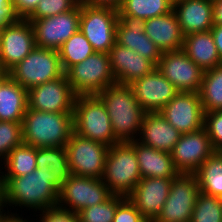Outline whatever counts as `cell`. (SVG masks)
<instances>
[{
  "instance_id": "8d00e7d4",
  "label": "cell",
  "mask_w": 222,
  "mask_h": 222,
  "mask_svg": "<svg viewBox=\"0 0 222 222\" xmlns=\"http://www.w3.org/2000/svg\"><path fill=\"white\" fill-rule=\"evenodd\" d=\"M79 3L80 0H40L26 19L37 20L65 13L74 9Z\"/></svg>"
},
{
  "instance_id": "c3c4849f",
  "label": "cell",
  "mask_w": 222,
  "mask_h": 222,
  "mask_svg": "<svg viewBox=\"0 0 222 222\" xmlns=\"http://www.w3.org/2000/svg\"><path fill=\"white\" fill-rule=\"evenodd\" d=\"M9 77L7 71H3L0 69V85Z\"/></svg>"
},
{
  "instance_id": "7a4b0ae2",
  "label": "cell",
  "mask_w": 222,
  "mask_h": 222,
  "mask_svg": "<svg viewBox=\"0 0 222 222\" xmlns=\"http://www.w3.org/2000/svg\"><path fill=\"white\" fill-rule=\"evenodd\" d=\"M97 96L106 106L115 138L119 142L137 140L146 112L135 98L131 86L115 83Z\"/></svg>"
},
{
  "instance_id": "2e32d148",
  "label": "cell",
  "mask_w": 222,
  "mask_h": 222,
  "mask_svg": "<svg viewBox=\"0 0 222 222\" xmlns=\"http://www.w3.org/2000/svg\"><path fill=\"white\" fill-rule=\"evenodd\" d=\"M159 113L181 134L204 127V110L199 93L178 92Z\"/></svg>"
},
{
  "instance_id": "f1b7e54d",
  "label": "cell",
  "mask_w": 222,
  "mask_h": 222,
  "mask_svg": "<svg viewBox=\"0 0 222 222\" xmlns=\"http://www.w3.org/2000/svg\"><path fill=\"white\" fill-rule=\"evenodd\" d=\"M200 192L222 197V155L215 151L194 173Z\"/></svg>"
},
{
  "instance_id": "4fadbf2b",
  "label": "cell",
  "mask_w": 222,
  "mask_h": 222,
  "mask_svg": "<svg viewBox=\"0 0 222 222\" xmlns=\"http://www.w3.org/2000/svg\"><path fill=\"white\" fill-rule=\"evenodd\" d=\"M81 3L74 9L43 19L29 20L32 24L35 45L58 50L65 41L79 30Z\"/></svg>"
},
{
  "instance_id": "74e56055",
  "label": "cell",
  "mask_w": 222,
  "mask_h": 222,
  "mask_svg": "<svg viewBox=\"0 0 222 222\" xmlns=\"http://www.w3.org/2000/svg\"><path fill=\"white\" fill-rule=\"evenodd\" d=\"M204 128L215 151L222 149V110L204 112Z\"/></svg>"
},
{
  "instance_id": "9a60e30c",
  "label": "cell",
  "mask_w": 222,
  "mask_h": 222,
  "mask_svg": "<svg viewBox=\"0 0 222 222\" xmlns=\"http://www.w3.org/2000/svg\"><path fill=\"white\" fill-rule=\"evenodd\" d=\"M156 68L178 92H200L204 71L182 49L162 53Z\"/></svg>"
},
{
  "instance_id": "b9f144b4",
  "label": "cell",
  "mask_w": 222,
  "mask_h": 222,
  "mask_svg": "<svg viewBox=\"0 0 222 222\" xmlns=\"http://www.w3.org/2000/svg\"><path fill=\"white\" fill-rule=\"evenodd\" d=\"M17 19L12 0H0V30L7 24L14 23Z\"/></svg>"
},
{
  "instance_id": "7dc6e473",
  "label": "cell",
  "mask_w": 222,
  "mask_h": 222,
  "mask_svg": "<svg viewBox=\"0 0 222 222\" xmlns=\"http://www.w3.org/2000/svg\"><path fill=\"white\" fill-rule=\"evenodd\" d=\"M4 207L6 208L5 205H3V206L0 208V222H4L5 219L7 218V216H8L10 213H12V212H10V211L8 210V208H7V212H6V210H4Z\"/></svg>"
},
{
  "instance_id": "bcb514c9",
  "label": "cell",
  "mask_w": 222,
  "mask_h": 222,
  "mask_svg": "<svg viewBox=\"0 0 222 222\" xmlns=\"http://www.w3.org/2000/svg\"><path fill=\"white\" fill-rule=\"evenodd\" d=\"M29 220L25 219L22 217V214L19 215L17 214V211L16 213H14V211L12 213H10L7 218L5 219L4 222H28ZM29 222H34L33 220L29 221Z\"/></svg>"
},
{
  "instance_id": "44dd1931",
  "label": "cell",
  "mask_w": 222,
  "mask_h": 222,
  "mask_svg": "<svg viewBox=\"0 0 222 222\" xmlns=\"http://www.w3.org/2000/svg\"><path fill=\"white\" fill-rule=\"evenodd\" d=\"M116 83L130 84L152 72L156 65L128 47L115 43L108 52Z\"/></svg>"
},
{
  "instance_id": "ffe728a7",
  "label": "cell",
  "mask_w": 222,
  "mask_h": 222,
  "mask_svg": "<svg viewBox=\"0 0 222 222\" xmlns=\"http://www.w3.org/2000/svg\"><path fill=\"white\" fill-rule=\"evenodd\" d=\"M145 20L127 15H118L116 43L151 60L156 66L162 52L144 32Z\"/></svg>"
},
{
  "instance_id": "4dcf8cb0",
  "label": "cell",
  "mask_w": 222,
  "mask_h": 222,
  "mask_svg": "<svg viewBox=\"0 0 222 222\" xmlns=\"http://www.w3.org/2000/svg\"><path fill=\"white\" fill-rule=\"evenodd\" d=\"M36 164L37 169L48 167L61 184L71 175L65 147L36 148Z\"/></svg>"
},
{
  "instance_id": "5b68a950",
  "label": "cell",
  "mask_w": 222,
  "mask_h": 222,
  "mask_svg": "<svg viewBox=\"0 0 222 222\" xmlns=\"http://www.w3.org/2000/svg\"><path fill=\"white\" fill-rule=\"evenodd\" d=\"M74 132L78 135L112 146L119 141L113 128L105 104L97 95H77L73 109Z\"/></svg>"
},
{
  "instance_id": "603a6c76",
  "label": "cell",
  "mask_w": 222,
  "mask_h": 222,
  "mask_svg": "<svg viewBox=\"0 0 222 222\" xmlns=\"http://www.w3.org/2000/svg\"><path fill=\"white\" fill-rule=\"evenodd\" d=\"M144 32L162 53L178 51L183 47L184 34L174 10L145 20Z\"/></svg>"
},
{
  "instance_id": "ac0fdd59",
  "label": "cell",
  "mask_w": 222,
  "mask_h": 222,
  "mask_svg": "<svg viewBox=\"0 0 222 222\" xmlns=\"http://www.w3.org/2000/svg\"><path fill=\"white\" fill-rule=\"evenodd\" d=\"M129 85L146 113L159 112L178 93L157 68Z\"/></svg>"
},
{
  "instance_id": "6da1fadb",
  "label": "cell",
  "mask_w": 222,
  "mask_h": 222,
  "mask_svg": "<svg viewBox=\"0 0 222 222\" xmlns=\"http://www.w3.org/2000/svg\"><path fill=\"white\" fill-rule=\"evenodd\" d=\"M3 184L4 205L6 208L17 206L29 211H42L58 206L59 191L62 184L55 178L48 167L35 169L31 173L0 179ZM8 204V205H7ZM15 206V207H14Z\"/></svg>"
},
{
  "instance_id": "836d02e7",
  "label": "cell",
  "mask_w": 222,
  "mask_h": 222,
  "mask_svg": "<svg viewBox=\"0 0 222 222\" xmlns=\"http://www.w3.org/2000/svg\"><path fill=\"white\" fill-rule=\"evenodd\" d=\"M190 222H222L220 198L200 192Z\"/></svg>"
},
{
  "instance_id": "60d3db41",
  "label": "cell",
  "mask_w": 222,
  "mask_h": 222,
  "mask_svg": "<svg viewBox=\"0 0 222 222\" xmlns=\"http://www.w3.org/2000/svg\"><path fill=\"white\" fill-rule=\"evenodd\" d=\"M40 0H12L13 10L18 18L26 19Z\"/></svg>"
},
{
  "instance_id": "4316f807",
  "label": "cell",
  "mask_w": 222,
  "mask_h": 222,
  "mask_svg": "<svg viewBox=\"0 0 222 222\" xmlns=\"http://www.w3.org/2000/svg\"><path fill=\"white\" fill-rule=\"evenodd\" d=\"M28 90L8 77L0 85V121L23 122Z\"/></svg>"
},
{
  "instance_id": "f907efd6",
  "label": "cell",
  "mask_w": 222,
  "mask_h": 222,
  "mask_svg": "<svg viewBox=\"0 0 222 222\" xmlns=\"http://www.w3.org/2000/svg\"><path fill=\"white\" fill-rule=\"evenodd\" d=\"M141 222H154L153 220H150V219H143Z\"/></svg>"
},
{
  "instance_id": "83f0119b",
  "label": "cell",
  "mask_w": 222,
  "mask_h": 222,
  "mask_svg": "<svg viewBox=\"0 0 222 222\" xmlns=\"http://www.w3.org/2000/svg\"><path fill=\"white\" fill-rule=\"evenodd\" d=\"M1 166L0 171L5 170L0 172V179H11L31 173L37 168L36 147L24 143L14 147Z\"/></svg>"
},
{
  "instance_id": "3957f363",
  "label": "cell",
  "mask_w": 222,
  "mask_h": 222,
  "mask_svg": "<svg viewBox=\"0 0 222 222\" xmlns=\"http://www.w3.org/2000/svg\"><path fill=\"white\" fill-rule=\"evenodd\" d=\"M23 143L38 147H65L74 132L73 113L27 108L22 122Z\"/></svg>"
},
{
  "instance_id": "30bf717a",
  "label": "cell",
  "mask_w": 222,
  "mask_h": 222,
  "mask_svg": "<svg viewBox=\"0 0 222 222\" xmlns=\"http://www.w3.org/2000/svg\"><path fill=\"white\" fill-rule=\"evenodd\" d=\"M113 194L102 179L71 174L59 191L58 206L78 213L108 200Z\"/></svg>"
},
{
  "instance_id": "ab89813d",
  "label": "cell",
  "mask_w": 222,
  "mask_h": 222,
  "mask_svg": "<svg viewBox=\"0 0 222 222\" xmlns=\"http://www.w3.org/2000/svg\"><path fill=\"white\" fill-rule=\"evenodd\" d=\"M144 217L136 209L135 205L125 198L118 206L112 222H141Z\"/></svg>"
},
{
  "instance_id": "d590c367",
  "label": "cell",
  "mask_w": 222,
  "mask_h": 222,
  "mask_svg": "<svg viewBox=\"0 0 222 222\" xmlns=\"http://www.w3.org/2000/svg\"><path fill=\"white\" fill-rule=\"evenodd\" d=\"M22 143V122L0 121V166L10 151Z\"/></svg>"
},
{
  "instance_id": "cb8c5ba5",
  "label": "cell",
  "mask_w": 222,
  "mask_h": 222,
  "mask_svg": "<svg viewBox=\"0 0 222 222\" xmlns=\"http://www.w3.org/2000/svg\"><path fill=\"white\" fill-rule=\"evenodd\" d=\"M173 10L184 36L207 32L213 27L211 0H181L173 4Z\"/></svg>"
},
{
  "instance_id": "7402d4cb",
  "label": "cell",
  "mask_w": 222,
  "mask_h": 222,
  "mask_svg": "<svg viewBox=\"0 0 222 222\" xmlns=\"http://www.w3.org/2000/svg\"><path fill=\"white\" fill-rule=\"evenodd\" d=\"M137 141L159 151L171 153L181 133L159 112L145 113Z\"/></svg>"
},
{
  "instance_id": "5bb4252c",
  "label": "cell",
  "mask_w": 222,
  "mask_h": 222,
  "mask_svg": "<svg viewBox=\"0 0 222 222\" xmlns=\"http://www.w3.org/2000/svg\"><path fill=\"white\" fill-rule=\"evenodd\" d=\"M76 94L62 77L34 86L28 90V108L53 113H73Z\"/></svg>"
},
{
  "instance_id": "681fc988",
  "label": "cell",
  "mask_w": 222,
  "mask_h": 222,
  "mask_svg": "<svg viewBox=\"0 0 222 222\" xmlns=\"http://www.w3.org/2000/svg\"><path fill=\"white\" fill-rule=\"evenodd\" d=\"M4 205L3 184L0 180V208Z\"/></svg>"
},
{
  "instance_id": "ba28073f",
  "label": "cell",
  "mask_w": 222,
  "mask_h": 222,
  "mask_svg": "<svg viewBox=\"0 0 222 222\" xmlns=\"http://www.w3.org/2000/svg\"><path fill=\"white\" fill-rule=\"evenodd\" d=\"M118 11L81 4L79 30L95 52L108 53L116 43Z\"/></svg>"
},
{
  "instance_id": "ee69618b",
  "label": "cell",
  "mask_w": 222,
  "mask_h": 222,
  "mask_svg": "<svg viewBox=\"0 0 222 222\" xmlns=\"http://www.w3.org/2000/svg\"><path fill=\"white\" fill-rule=\"evenodd\" d=\"M210 31L217 47L220 59L222 60V25H213Z\"/></svg>"
},
{
  "instance_id": "e0dca14e",
  "label": "cell",
  "mask_w": 222,
  "mask_h": 222,
  "mask_svg": "<svg viewBox=\"0 0 222 222\" xmlns=\"http://www.w3.org/2000/svg\"><path fill=\"white\" fill-rule=\"evenodd\" d=\"M215 152L205 128L181 134L171 151V157L180 173L194 174Z\"/></svg>"
},
{
  "instance_id": "d4e9b609",
  "label": "cell",
  "mask_w": 222,
  "mask_h": 222,
  "mask_svg": "<svg viewBox=\"0 0 222 222\" xmlns=\"http://www.w3.org/2000/svg\"><path fill=\"white\" fill-rule=\"evenodd\" d=\"M129 143L135 148L142 178H175L180 174L174 165L171 153L145 146L137 140Z\"/></svg>"
},
{
  "instance_id": "d6a6232c",
  "label": "cell",
  "mask_w": 222,
  "mask_h": 222,
  "mask_svg": "<svg viewBox=\"0 0 222 222\" xmlns=\"http://www.w3.org/2000/svg\"><path fill=\"white\" fill-rule=\"evenodd\" d=\"M173 10L171 0H124L118 15L135 16L143 20L169 13Z\"/></svg>"
},
{
  "instance_id": "f35d334b",
  "label": "cell",
  "mask_w": 222,
  "mask_h": 222,
  "mask_svg": "<svg viewBox=\"0 0 222 222\" xmlns=\"http://www.w3.org/2000/svg\"><path fill=\"white\" fill-rule=\"evenodd\" d=\"M39 215V222H80L78 213L61 208L60 206L42 210Z\"/></svg>"
},
{
  "instance_id": "7c38bea8",
  "label": "cell",
  "mask_w": 222,
  "mask_h": 222,
  "mask_svg": "<svg viewBox=\"0 0 222 222\" xmlns=\"http://www.w3.org/2000/svg\"><path fill=\"white\" fill-rule=\"evenodd\" d=\"M35 35L27 19L18 18L0 30V69L9 71L34 48Z\"/></svg>"
},
{
  "instance_id": "8992f818",
  "label": "cell",
  "mask_w": 222,
  "mask_h": 222,
  "mask_svg": "<svg viewBox=\"0 0 222 222\" xmlns=\"http://www.w3.org/2000/svg\"><path fill=\"white\" fill-rule=\"evenodd\" d=\"M9 77L23 88H30L62 77L57 50L36 46L21 62L8 71Z\"/></svg>"
},
{
  "instance_id": "d6986e66",
  "label": "cell",
  "mask_w": 222,
  "mask_h": 222,
  "mask_svg": "<svg viewBox=\"0 0 222 222\" xmlns=\"http://www.w3.org/2000/svg\"><path fill=\"white\" fill-rule=\"evenodd\" d=\"M173 178H142L126 197L145 219L155 220L168 198Z\"/></svg>"
},
{
  "instance_id": "8fae6325",
  "label": "cell",
  "mask_w": 222,
  "mask_h": 222,
  "mask_svg": "<svg viewBox=\"0 0 222 222\" xmlns=\"http://www.w3.org/2000/svg\"><path fill=\"white\" fill-rule=\"evenodd\" d=\"M200 187L195 174L173 178L169 195L154 222H190Z\"/></svg>"
},
{
  "instance_id": "9c48e42d",
  "label": "cell",
  "mask_w": 222,
  "mask_h": 222,
  "mask_svg": "<svg viewBox=\"0 0 222 222\" xmlns=\"http://www.w3.org/2000/svg\"><path fill=\"white\" fill-rule=\"evenodd\" d=\"M65 148L71 174L102 178L109 146L73 132Z\"/></svg>"
},
{
  "instance_id": "484cf974",
  "label": "cell",
  "mask_w": 222,
  "mask_h": 222,
  "mask_svg": "<svg viewBox=\"0 0 222 222\" xmlns=\"http://www.w3.org/2000/svg\"><path fill=\"white\" fill-rule=\"evenodd\" d=\"M182 50L203 71L222 64L211 31L184 36Z\"/></svg>"
},
{
  "instance_id": "52a82bcc",
  "label": "cell",
  "mask_w": 222,
  "mask_h": 222,
  "mask_svg": "<svg viewBox=\"0 0 222 222\" xmlns=\"http://www.w3.org/2000/svg\"><path fill=\"white\" fill-rule=\"evenodd\" d=\"M68 82L76 95H97L116 83L108 53L94 52L65 72Z\"/></svg>"
},
{
  "instance_id": "f6af8a7d",
  "label": "cell",
  "mask_w": 222,
  "mask_h": 222,
  "mask_svg": "<svg viewBox=\"0 0 222 222\" xmlns=\"http://www.w3.org/2000/svg\"><path fill=\"white\" fill-rule=\"evenodd\" d=\"M213 25H222V0L212 1Z\"/></svg>"
},
{
  "instance_id": "f546056e",
  "label": "cell",
  "mask_w": 222,
  "mask_h": 222,
  "mask_svg": "<svg viewBox=\"0 0 222 222\" xmlns=\"http://www.w3.org/2000/svg\"><path fill=\"white\" fill-rule=\"evenodd\" d=\"M199 94L204 112L222 110V64L204 71Z\"/></svg>"
},
{
  "instance_id": "816d5d0a",
  "label": "cell",
  "mask_w": 222,
  "mask_h": 222,
  "mask_svg": "<svg viewBox=\"0 0 222 222\" xmlns=\"http://www.w3.org/2000/svg\"><path fill=\"white\" fill-rule=\"evenodd\" d=\"M178 1H181V0H171V2L174 4V3H176V2H178Z\"/></svg>"
},
{
  "instance_id": "277c9868",
  "label": "cell",
  "mask_w": 222,
  "mask_h": 222,
  "mask_svg": "<svg viewBox=\"0 0 222 222\" xmlns=\"http://www.w3.org/2000/svg\"><path fill=\"white\" fill-rule=\"evenodd\" d=\"M101 179L113 195L127 197L136 187L142 177L135 148L129 142L109 146Z\"/></svg>"
},
{
  "instance_id": "e575fe53",
  "label": "cell",
  "mask_w": 222,
  "mask_h": 222,
  "mask_svg": "<svg viewBox=\"0 0 222 222\" xmlns=\"http://www.w3.org/2000/svg\"><path fill=\"white\" fill-rule=\"evenodd\" d=\"M125 198L121 195H112L103 203L83 208L78 212L80 222H112L117 206Z\"/></svg>"
},
{
  "instance_id": "7bdbcfd3",
  "label": "cell",
  "mask_w": 222,
  "mask_h": 222,
  "mask_svg": "<svg viewBox=\"0 0 222 222\" xmlns=\"http://www.w3.org/2000/svg\"><path fill=\"white\" fill-rule=\"evenodd\" d=\"M124 0H80L81 4L91 7L111 8L119 10Z\"/></svg>"
},
{
  "instance_id": "1f68e13d",
  "label": "cell",
  "mask_w": 222,
  "mask_h": 222,
  "mask_svg": "<svg viewBox=\"0 0 222 222\" xmlns=\"http://www.w3.org/2000/svg\"><path fill=\"white\" fill-rule=\"evenodd\" d=\"M57 51L64 72L74 64L82 62L95 52L90 42L80 30L65 41Z\"/></svg>"
}]
</instances>
